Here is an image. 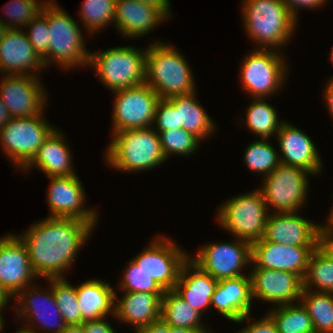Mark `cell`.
I'll return each mask as SVG.
<instances>
[{"label": "cell", "instance_id": "1", "mask_svg": "<svg viewBox=\"0 0 333 333\" xmlns=\"http://www.w3.org/2000/svg\"><path fill=\"white\" fill-rule=\"evenodd\" d=\"M93 229L90 223L75 218L47 217L31 225L20 239L27 247L35 275L64 278Z\"/></svg>", "mask_w": 333, "mask_h": 333}, {"label": "cell", "instance_id": "2", "mask_svg": "<svg viewBox=\"0 0 333 333\" xmlns=\"http://www.w3.org/2000/svg\"><path fill=\"white\" fill-rule=\"evenodd\" d=\"M242 11L245 30L256 49H279L296 29V20L281 0H245Z\"/></svg>", "mask_w": 333, "mask_h": 333}, {"label": "cell", "instance_id": "3", "mask_svg": "<svg viewBox=\"0 0 333 333\" xmlns=\"http://www.w3.org/2000/svg\"><path fill=\"white\" fill-rule=\"evenodd\" d=\"M145 83L160 99L196 92L194 77L187 60L174 46L160 41L147 49Z\"/></svg>", "mask_w": 333, "mask_h": 333}, {"label": "cell", "instance_id": "4", "mask_svg": "<svg viewBox=\"0 0 333 333\" xmlns=\"http://www.w3.org/2000/svg\"><path fill=\"white\" fill-rule=\"evenodd\" d=\"M104 158L117 170L146 171L165 162L160 136L153 127L121 130L112 134Z\"/></svg>", "mask_w": 333, "mask_h": 333}, {"label": "cell", "instance_id": "5", "mask_svg": "<svg viewBox=\"0 0 333 333\" xmlns=\"http://www.w3.org/2000/svg\"><path fill=\"white\" fill-rule=\"evenodd\" d=\"M48 28L49 53L42 59L45 67L54 61L64 69L89 66L91 53L77 22L53 0L48 1Z\"/></svg>", "mask_w": 333, "mask_h": 333}, {"label": "cell", "instance_id": "6", "mask_svg": "<svg viewBox=\"0 0 333 333\" xmlns=\"http://www.w3.org/2000/svg\"><path fill=\"white\" fill-rule=\"evenodd\" d=\"M146 52L133 46L110 48L90 54L89 67L112 92L145 83Z\"/></svg>", "mask_w": 333, "mask_h": 333}, {"label": "cell", "instance_id": "7", "mask_svg": "<svg viewBox=\"0 0 333 333\" xmlns=\"http://www.w3.org/2000/svg\"><path fill=\"white\" fill-rule=\"evenodd\" d=\"M218 210V222L231 235L250 243L263 238L269 212L259 189L229 199Z\"/></svg>", "mask_w": 333, "mask_h": 333}, {"label": "cell", "instance_id": "8", "mask_svg": "<svg viewBox=\"0 0 333 333\" xmlns=\"http://www.w3.org/2000/svg\"><path fill=\"white\" fill-rule=\"evenodd\" d=\"M44 114L11 118L0 130V142L4 153L18 169H24L35 157L38 149L56 130Z\"/></svg>", "mask_w": 333, "mask_h": 333}, {"label": "cell", "instance_id": "9", "mask_svg": "<svg viewBox=\"0 0 333 333\" xmlns=\"http://www.w3.org/2000/svg\"><path fill=\"white\" fill-rule=\"evenodd\" d=\"M283 57L278 49H254L245 56L241 64L240 80L249 96L266 99V96L282 89L288 70Z\"/></svg>", "mask_w": 333, "mask_h": 333}, {"label": "cell", "instance_id": "10", "mask_svg": "<svg viewBox=\"0 0 333 333\" xmlns=\"http://www.w3.org/2000/svg\"><path fill=\"white\" fill-rule=\"evenodd\" d=\"M309 173L302 168L280 163L264 177L263 186L259 189L267 209L273 207L275 210L272 212H297L307 198Z\"/></svg>", "mask_w": 333, "mask_h": 333}, {"label": "cell", "instance_id": "11", "mask_svg": "<svg viewBox=\"0 0 333 333\" xmlns=\"http://www.w3.org/2000/svg\"><path fill=\"white\" fill-rule=\"evenodd\" d=\"M115 93L112 112V134L121 130L154 126L159 95L146 83Z\"/></svg>", "mask_w": 333, "mask_h": 333}, {"label": "cell", "instance_id": "12", "mask_svg": "<svg viewBox=\"0 0 333 333\" xmlns=\"http://www.w3.org/2000/svg\"><path fill=\"white\" fill-rule=\"evenodd\" d=\"M236 240L233 243L206 244L190 259L217 281L242 276L241 269L252 264L251 243L244 239Z\"/></svg>", "mask_w": 333, "mask_h": 333}, {"label": "cell", "instance_id": "13", "mask_svg": "<svg viewBox=\"0 0 333 333\" xmlns=\"http://www.w3.org/2000/svg\"><path fill=\"white\" fill-rule=\"evenodd\" d=\"M151 242L133 260L164 290H174L180 269L191 255L165 236Z\"/></svg>", "mask_w": 333, "mask_h": 333}, {"label": "cell", "instance_id": "14", "mask_svg": "<svg viewBox=\"0 0 333 333\" xmlns=\"http://www.w3.org/2000/svg\"><path fill=\"white\" fill-rule=\"evenodd\" d=\"M47 191L48 207L51 218H75L90 223L94 228L98 224L97 211L84 208L86 195L77 175L50 176Z\"/></svg>", "mask_w": 333, "mask_h": 333}, {"label": "cell", "instance_id": "15", "mask_svg": "<svg viewBox=\"0 0 333 333\" xmlns=\"http://www.w3.org/2000/svg\"><path fill=\"white\" fill-rule=\"evenodd\" d=\"M40 78L34 75H4L0 98L12 118H27L43 113L46 92Z\"/></svg>", "mask_w": 333, "mask_h": 333}, {"label": "cell", "instance_id": "16", "mask_svg": "<svg viewBox=\"0 0 333 333\" xmlns=\"http://www.w3.org/2000/svg\"><path fill=\"white\" fill-rule=\"evenodd\" d=\"M34 278L28 250L19 236L0 238V285L10 297L30 286Z\"/></svg>", "mask_w": 333, "mask_h": 333}, {"label": "cell", "instance_id": "17", "mask_svg": "<svg viewBox=\"0 0 333 333\" xmlns=\"http://www.w3.org/2000/svg\"><path fill=\"white\" fill-rule=\"evenodd\" d=\"M318 246H293L266 241L251 243L252 268L280 270L304 278L311 253Z\"/></svg>", "mask_w": 333, "mask_h": 333}, {"label": "cell", "instance_id": "18", "mask_svg": "<svg viewBox=\"0 0 333 333\" xmlns=\"http://www.w3.org/2000/svg\"><path fill=\"white\" fill-rule=\"evenodd\" d=\"M252 297L279 305L300 301L303 279L280 270L254 268L250 273Z\"/></svg>", "mask_w": 333, "mask_h": 333}, {"label": "cell", "instance_id": "19", "mask_svg": "<svg viewBox=\"0 0 333 333\" xmlns=\"http://www.w3.org/2000/svg\"><path fill=\"white\" fill-rule=\"evenodd\" d=\"M46 294L41 293L35 285L26 287L15 296L16 313L30 324L38 325L50 333H61L67 326L58 308L52 288ZM42 302V303H41ZM20 307V308H18ZM33 322V323H32Z\"/></svg>", "mask_w": 333, "mask_h": 333}, {"label": "cell", "instance_id": "20", "mask_svg": "<svg viewBox=\"0 0 333 333\" xmlns=\"http://www.w3.org/2000/svg\"><path fill=\"white\" fill-rule=\"evenodd\" d=\"M320 224L302 218L297 212L269 213L263 239L293 246H318Z\"/></svg>", "mask_w": 333, "mask_h": 333}, {"label": "cell", "instance_id": "21", "mask_svg": "<svg viewBox=\"0 0 333 333\" xmlns=\"http://www.w3.org/2000/svg\"><path fill=\"white\" fill-rule=\"evenodd\" d=\"M43 67L45 69L43 60L35 52L27 34L21 29H7L0 41V72L29 75L34 70L33 75Z\"/></svg>", "mask_w": 333, "mask_h": 333}, {"label": "cell", "instance_id": "22", "mask_svg": "<svg viewBox=\"0 0 333 333\" xmlns=\"http://www.w3.org/2000/svg\"><path fill=\"white\" fill-rule=\"evenodd\" d=\"M252 300L250 274L242 275L218 281L211 297V307L230 321L242 323L251 318Z\"/></svg>", "mask_w": 333, "mask_h": 333}, {"label": "cell", "instance_id": "23", "mask_svg": "<svg viewBox=\"0 0 333 333\" xmlns=\"http://www.w3.org/2000/svg\"><path fill=\"white\" fill-rule=\"evenodd\" d=\"M276 136L282 154L280 163L302 168L314 175L321 172L323 166L320 156L307 134L283 122Z\"/></svg>", "mask_w": 333, "mask_h": 333}, {"label": "cell", "instance_id": "24", "mask_svg": "<svg viewBox=\"0 0 333 333\" xmlns=\"http://www.w3.org/2000/svg\"><path fill=\"white\" fill-rule=\"evenodd\" d=\"M165 19L157 8L138 0H116L114 24L124 37L140 38Z\"/></svg>", "mask_w": 333, "mask_h": 333}, {"label": "cell", "instance_id": "25", "mask_svg": "<svg viewBox=\"0 0 333 333\" xmlns=\"http://www.w3.org/2000/svg\"><path fill=\"white\" fill-rule=\"evenodd\" d=\"M217 284L216 279L202 270L189 257L180 269L174 291L202 314L211 306V297Z\"/></svg>", "mask_w": 333, "mask_h": 333}, {"label": "cell", "instance_id": "26", "mask_svg": "<svg viewBox=\"0 0 333 333\" xmlns=\"http://www.w3.org/2000/svg\"><path fill=\"white\" fill-rule=\"evenodd\" d=\"M125 292L115 302L114 317L133 326L136 333L142 327L160 319L162 297L164 294L148 292Z\"/></svg>", "mask_w": 333, "mask_h": 333}, {"label": "cell", "instance_id": "27", "mask_svg": "<svg viewBox=\"0 0 333 333\" xmlns=\"http://www.w3.org/2000/svg\"><path fill=\"white\" fill-rule=\"evenodd\" d=\"M64 136L57 129L38 149L32 161L23 169L24 172L37 167L47 177L76 175L73 169L72 155ZM26 169V170H25Z\"/></svg>", "mask_w": 333, "mask_h": 333}, {"label": "cell", "instance_id": "28", "mask_svg": "<svg viewBox=\"0 0 333 333\" xmlns=\"http://www.w3.org/2000/svg\"><path fill=\"white\" fill-rule=\"evenodd\" d=\"M106 281L91 279L76 287L77 299L83 321L97 320L115 314L118 295Z\"/></svg>", "mask_w": 333, "mask_h": 333}, {"label": "cell", "instance_id": "29", "mask_svg": "<svg viewBox=\"0 0 333 333\" xmlns=\"http://www.w3.org/2000/svg\"><path fill=\"white\" fill-rule=\"evenodd\" d=\"M196 93L179 95L167 100L175 107L178 118V129L183 128L196 136L200 141L212 136L216 126L211 117L197 101Z\"/></svg>", "mask_w": 333, "mask_h": 333}, {"label": "cell", "instance_id": "30", "mask_svg": "<svg viewBox=\"0 0 333 333\" xmlns=\"http://www.w3.org/2000/svg\"><path fill=\"white\" fill-rule=\"evenodd\" d=\"M202 314L183 300L174 290H165L160 318L170 327L207 329L200 323Z\"/></svg>", "mask_w": 333, "mask_h": 333}, {"label": "cell", "instance_id": "31", "mask_svg": "<svg viewBox=\"0 0 333 333\" xmlns=\"http://www.w3.org/2000/svg\"><path fill=\"white\" fill-rule=\"evenodd\" d=\"M300 303L307 309L315 333H333V293L303 288Z\"/></svg>", "mask_w": 333, "mask_h": 333}, {"label": "cell", "instance_id": "32", "mask_svg": "<svg viewBox=\"0 0 333 333\" xmlns=\"http://www.w3.org/2000/svg\"><path fill=\"white\" fill-rule=\"evenodd\" d=\"M264 100L265 98H253L252 104L247 107L245 121L252 133L261 139H269L276 136L284 121L278 120L276 109Z\"/></svg>", "mask_w": 333, "mask_h": 333}, {"label": "cell", "instance_id": "33", "mask_svg": "<svg viewBox=\"0 0 333 333\" xmlns=\"http://www.w3.org/2000/svg\"><path fill=\"white\" fill-rule=\"evenodd\" d=\"M298 302V305H279L268 313L276 323L279 333H315L307 309Z\"/></svg>", "mask_w": 333, "mask_h": 333}, {"label": "cell", "instance_id": "34", "mask_svg": "<svg viewBox=\"0 0 333 333\" xmlns=\"http://www.w3.org/2000/svg\"><path fill=\"white\" fill-rule=\"evenodd\" d=\"M303 288L333 293V260L318 247L309 257L307 271L303 278Z\"/></svg>", "mask_w": 333, "mask_h": 333}, {"label": "cell", "instance_id": "35", "mask_svg": "<svg viewBox=\"0 0 333 333\" xmlns=\"http://www.w3.org/2000/svg\"><path fill=\"white\" fill-rule=\"evenodd\" d=\"M64 278H47L66 325L83 324L76 287Z\"/></svg>", "mask_w": 333, "mask_h": 333}, {"label": "cell", "instance_id": "36", "mask_svg": "<svg viewBox=\"0 0 333 333\" xmlns=\"http://www.w3.org/2000/svg\"><path fill=\"white\" fill-rule=\"evenodd\" d=\"M244 162L253 172L264 174L272 173L280 164V156L274 146L267 139L252 142L244 152Z\"/></svg>", "mask_w": 333, "mask_h": 333}, {"label": "cell", "instance_id": "37", "mask_svg": "<svg viewBox=\"0 0 333 333\" xmlns=\"http://www.w3.org/2000/svg\"><path fill=\"white\" fill-rule=\"evenodd\" d=\"M116 0H85L80 9V20L90 34L114 23Z\"/></svg>", "mask_w": 333, "mask_h": 333}, {"label": "cell", "instance_id": "38", "mask_svg": "<svg viewBox=\"0 0 333 333\" xmlns=\"http://www.w3.org/2000/svg\"><path fill=\"white\" fill-rule=\"evenodd\" d=\"M160 136L161 148L166 159L168 155H190L198 149L201 142L196 136L183 128L168 131H157Z\"/></svg>", "mask_w": 333, "mask_h": 333}, {"label": "cell", "instance_id": "39", "mask_svg": "<svg viewBox=\"0 0 333 333\" xmlns=\"http://www.w3.org/2000/svg\"><path fill=\"white\" fill-rule=\"evenodd\" d=\"M46 2L47 0L42 3L39 0H12L4 7V12L8 15L10 22L6 23L3 20L2 22L7 29H20L22 26L25 28L42 12Z\"/></svg>", "mask_w": 333, "mask_h": 333}, {"label": "cell", "instance_id": "40", "mask_svg": "<svg viewBox=\"0 0 333 333\" xmlns=\"http://www.w3.org/2000/svg\"><path fill=\"white\" fill-rule=\"evenodd\" d=\"M120 281L123 291L164 294L165 290L147 274L133 259L130 261Z\"/></svg>", "mask_w": 333, "mask_h": 333}, {"label": "cell", "instance_id": "41", "mask_svg": "<svg viewBox=\"0 0 333 333\" xmlns=\"http://www.w3.org/2000/svg\"><path fill=\"white\" fill-rule=\"evenodd\" d=\"M28 40L41 59L49 53V28H48V1L43 6L42 12L27 26Z\"/></svg>", "mask_w": 333, "mask_h": 333}, {"label": "cell", "instance_id": "42", "mask_svg": "<svg viewBox=\"0 0 333 333\" xmlns=\"http://www.w3.org/2000/svg\"><path fill=\"white\" fill-rule=\"evenodd\" d=\"M154 122L157 123L155 131H168L178 129V118L175 107L167 100L160 99L156 105Z\"/></svg>", "mask_w": 333, "mask_h": 333}, {"label": "cell", "instance_id": "43", "mask_svg": "<svg viewBox=\"0 0 333 333\" xmlns=\"http://www.w3.org/2000/svg\"><path fill=\"white\" fill-rule=\"evenodd\" d=\"M238 333H279L276 323L269 314L250 323L248 326L241 329Z\"/></svg>", "mask_w": 333, "mask_h": 333}, {"label": "cell", "instance_id": "44", "mask_svg": "<svg viewBox=\"0 0 333 333\" xmlns=\"http://www.w3.org/2000/svg\"><path fill=\"white\" fill-rule=\"evenodd\" d=\"M289 10L290 14L297 21L298 11L300 8H317L325 4L326 0H281Z\"/></svg>", "mask_w": 333, "mask_h": 333}, {"label": "cell", "instance_id": "45", "mask_svg": "<svg viewBox=\"0 0 333 333\" xmlns=\"http://www.w3.org/2000/svg\"><path fill=\"white\" fill-rule=\"evenodd\" d=\"M318 248L333 260V229H319Z\"/></svg>", "mask_w": 333, "mask_h": 333}, {"label": "cell", "instance_id": "46", "mask_svg": "<svg viewBox=\"0 0 333 333\" xmlns=\"http://www.w3.org/2000/svg\"><path fill=\"white\" fill-rule=\"evenodd\" d=\"M83 327L85 333H115L114 328L107 322L105 317L84 321Z\"/></svg>", "mask_w": 333, "mask_h": 333}, {"label": "cell", "instance_id": "47", "mask_svg": "<svg viewBox=\"0 0 333 333\" xmlns=\"http://www.w3.org/2000/svg\"><path fill=\"white\" fill-rule=\"evenodd\" d=\"M171 327L166 324L161 318L152 322L148 326L142 327L136 333H170Z\"/></svg>", "mask_w": 333, "mask_h": 333}, {"label": "cell", "instance_id": "48", "mask_svg": "<svg viewBox=\"0 0 333 333\" xmlns=\"http://www.w3.org/2000/svg\"><path fill=\"white\" fill-rule=\"evenodd\" d=\"M157 8L166 18L170 15V0H138Z\"/></svg>", "mask_w": 333, "mask_h": 333}, {"label": "cell", "instance_id": "49", "mask_svg": "<svg viewBox=\"0 0 333 333\" xmlns=\"http://www.w3.org/2000/svg\"><path fill=\"white\" fill-rule=\"evenodd\" d=\"M324 99L326 101L329 112L333 118V77L328 81L324 90Z\"/></svg>", "mask_w": 333, "mask_h": 333}, {"label": "cell", "instance_id": "50", "mask_svg": "<svg viewBox=\"0 0 333 333\" xmlns=\"http://www.w3.org/2000/svg\"><path fill=\"white\" fill-rule=\"evenodd\" d=\"M11 118L8 108L0 98V130Z\"/></svg>", "mask_w": 333, "mask_h": 333}, {"label": "cell", "instance_id": "51", "mask_svg": "<svg viewBox=\"0 0 333 333\" xmlns=\"http://www.w3.org/2000/svg\"><path fill=\"white\" fill-rule=\"evenodd\" d=\"M170 333H210L207 329H191V328H178V327H171Z\"/></svg>", "mask_w": 333, "mask_h": 333}, {"label": "cell", "instance_id": "52", "mask_svg": "<svg viewBox=\"0 0 333 333\" xmlns=\"http://www.w3.org/2000/svg\"><path fill=\"white\" fill-rule=\"evenodd\" d=\"M61 333H85L83 324L67 325Z\"/></svg>", "mask_w": 333, "mask_h": 333}, {"label": "cell", "instance_id": "53", "mask_svg": "<svg viewBox=\"0 0 333 333\" xmlns=\"http://www.w3.org/2000/svg\"><path fill=\"white\" fill-rule=\"evenodd\" d=\"M10 298L11 297L0 285V311H2L3 308L5 309V307H7L6 305L8 304Z\"/></svg>", "mask_w": 333, "mask_h": 333}, {"label": "cell", "instance_id": "54", "mask_svg": "<svg viewBox=\"0 0 333 333\" xmlns=\"http://www.w3.org/2000/svg\"><path fill=\"white\" fill-rule=\"evenodd\" d=\"M331 212L329 213V218L325 222V224L320 225L319 229H333V207L330 210Z\"/></svg>", "mask_w": 333, "mask_h": 333}, {"label": "cell", "instance_id": "55", "mask_svg": "<svg viewBox=\"0 0 333 333\" xmlns=\"http://www.w3.org/2000/svg\"><path fill=\"white\" fill-rule=\"evenodd\" d=\"M32 325L27 324V326L24 325V328L21 327L16 333H38V330H34L35 327H31ZM34 328V329H33Z\"/></svg>", "mask_w": 333, "mask_h": 333}, {"label": "cell", "instance_id": "56", "mask_svg": "<svg viewBox=\"0 0 333 333\" xmlns=\"http://www.w3.org/2000/svg\"><path fill=\"white\" fill-rule=\"evenodd\" d=\"M1 19H2V17L0 18V41L3 38L5 31L7 30L5 24L2 22Z\"/></svg>", "mask_w": 333, "mask_h": 333}, {"label": "cell", "instance_id": "57", "mask_svg": "<svg viewBox=\"0 0 333 333\" xmlns=\"http://www.w3.org/2000/svg\"><path fill=\"white\" fill-rule=\"evenodd\" d=\"M2 312L0 311V333L2 332V328H3V326H4V318H3V316H2V314H1Z\"/></svg>", "mask_w": 333, "mask_h": 333}, {"label": "cell", "instance_id": "58", "mask_svg": "<svg viewBox=\"0 0 333 333\" xmlns=\"http://www.w3.org/2000/svg\"><path fill=\"white\" fill-rule=\"evenodd\" d=\"M331 50H332V51H331V55H330V56H331V58H330V59H331V61L333 62V47H332V49H331Z\"/></svg>", "mask_w": 333, "mask_h": 333}]
</instances>
